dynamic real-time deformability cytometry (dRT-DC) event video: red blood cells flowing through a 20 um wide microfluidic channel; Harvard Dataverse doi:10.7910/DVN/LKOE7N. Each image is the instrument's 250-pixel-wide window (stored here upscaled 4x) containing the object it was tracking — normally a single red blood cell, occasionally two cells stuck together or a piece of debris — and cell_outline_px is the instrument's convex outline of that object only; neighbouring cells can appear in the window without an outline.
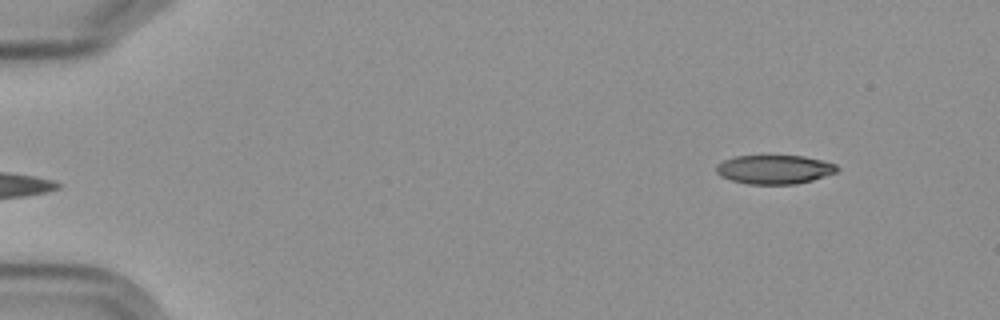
{"species": "Egyptian fruit bat (a non-hibernating species)", "species_latin": "Rousettus aegyptiacus", "temperature_condition": "cold", "stored_images_in_passage": 3, "camera_frame_rate_fps": 3000, "um_per_image_px": 0.085, "frame": {"image": 1, "passage_image": 3, "time_ms": 3.0, "image_size_px": [1000, 320], "cell_outline_px": [[840, 168], [836, 172], [812, 180], [796, 184], [748, 184], [732, 180], [720, 176], [716, 172], [716, 164], [724, 160], [736, 156], [804, 156], [836, 164]], "centroid_in_image_um": [65.81, 14.4], "position_along_channel_um": 19.2, "area_um2": 20.29}}